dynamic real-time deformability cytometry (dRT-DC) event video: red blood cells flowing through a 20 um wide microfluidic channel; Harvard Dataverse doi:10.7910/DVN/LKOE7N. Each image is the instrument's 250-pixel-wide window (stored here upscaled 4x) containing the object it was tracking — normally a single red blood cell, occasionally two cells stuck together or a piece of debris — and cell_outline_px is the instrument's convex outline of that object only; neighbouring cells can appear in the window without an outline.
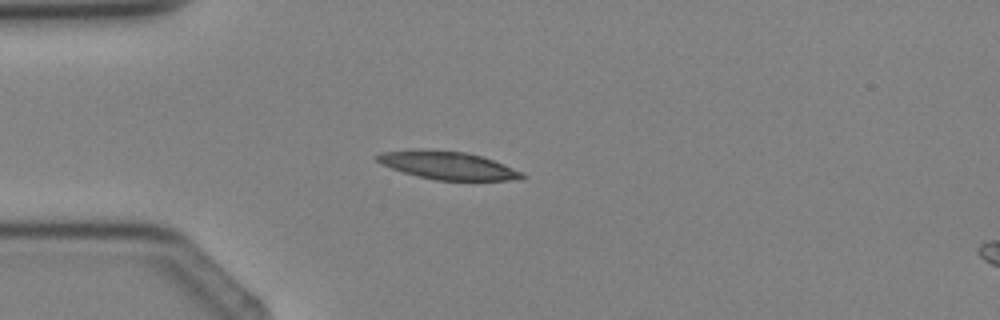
{"species": "Egyptian fruit bat (a non-hibernating species)", "species_latin": "Rousettus aegyptiacus", "temperature_condition": "cold", "stored_images_in_passage": 2, "camera_frame_rate_fps": 3000, "um_per_image_px": 0.085, "animal": {"sex": "female"}, "frame": {"image": 1, "passage_image": 2, "time_ms": 1.333, "image_size_px": [1000, 320], "cell_outline_px": [[524, 176], [520, 180], [436, 180], [404, 172], [380, 164], [376, 160], [376, 156], [384, 152], [464, 152], [480, 156], [504, 164], [520, 172]], "centroid_in_image_um": [38.13, 14.11], "position_along_channel_um": 46.9, "area_um2": 22.14}}